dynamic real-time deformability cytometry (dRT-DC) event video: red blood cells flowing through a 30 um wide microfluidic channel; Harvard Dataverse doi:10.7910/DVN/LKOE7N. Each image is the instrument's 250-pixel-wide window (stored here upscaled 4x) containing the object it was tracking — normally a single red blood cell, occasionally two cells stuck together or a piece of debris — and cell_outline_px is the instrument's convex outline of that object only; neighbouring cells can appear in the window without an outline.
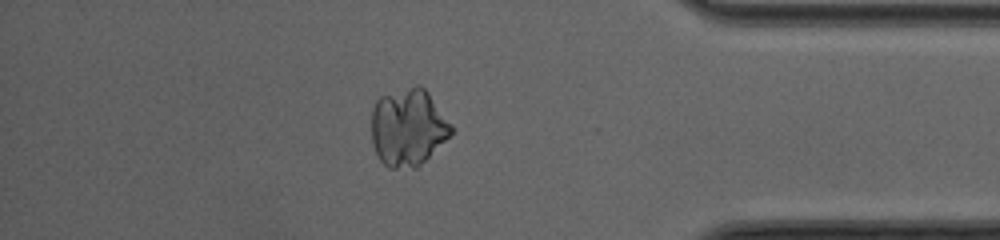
{"species": "common noctule bat (a hibernating species)", "species_latin": "Nyctalus noctula", "temperature_condition": "cold", "stored_images_in_passage": 51, "camera_frame_rate_fps": 3000, "um_per_image_px": 0.085, "animal": {"sex": "female", "body_mass_g": 20.0, "forearm_length_mm": 54.0}, "frame": {"image": 1, "passage_image": 45, "time_ms": 14.667, "image_size_px": [1000, 240], "cell_outline_px": [[452, 132], [416, 168], [388, 168], [380, 160], [372, 144], [372, 108], [376, 100], [380, 96], [416, 84], [420, 84], [428, 92], [452, 124]], "centroid_in_image_um": [34.65, 10.8], "position_along_channel_um": 400.5, "area_um2": 35.78}}